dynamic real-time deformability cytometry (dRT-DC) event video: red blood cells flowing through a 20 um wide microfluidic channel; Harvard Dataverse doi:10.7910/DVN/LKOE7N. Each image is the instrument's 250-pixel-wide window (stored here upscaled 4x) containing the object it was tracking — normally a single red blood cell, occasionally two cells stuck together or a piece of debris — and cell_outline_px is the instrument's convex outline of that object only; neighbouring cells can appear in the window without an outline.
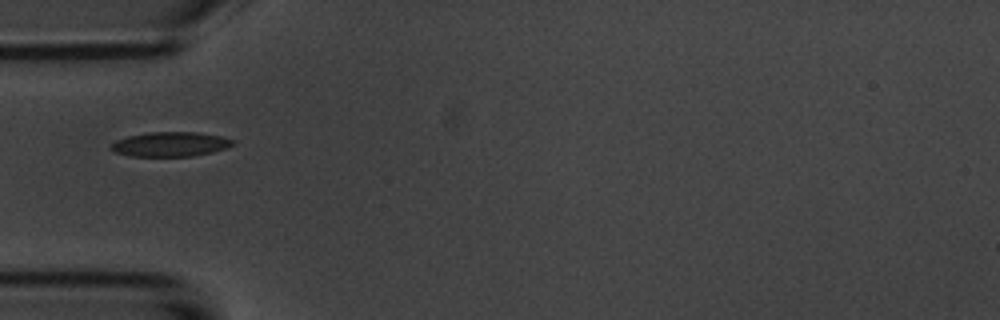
{"species": "common noctule bat (a hibernating species)", "species_latin": "Nyctalus noctula", "temperature_condition": "room temperature", "stored_images_in_passage": 5, "camera_frame_rate_fps": 3000, "um_per_image_px": 0.085, "animal": {"sex": "male", "body_mass_g": 20.1, "forearm_length_mm": 53.5}, "frame": {"image": 1, "passage_image": 1, "time_ms": 0.0, "image_size_px": [1000, 320], "cell_outline_px": [[236, 144], [228, 148], [212, 152], [192, 156], [132, 156], [116, 152], [108, 148], [116, 140], [128, 136], [148, 132], [196, 132], [220, 136], [236, 140]], "centroid_in_image_um": [14.52, 12.25], "position_along_channel_um": 70.5, "area_um2": 17.51}}
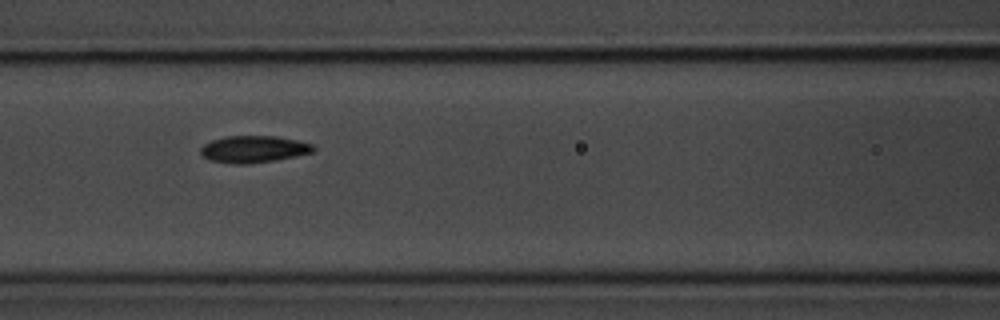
{"frame": {"image": 2, "passage_image": 3, "time_ms": 2.0, "image_size_px": [1000, 320], "cell_outline_px": [[316, 148], [312, 152], [296, 156], [276, 160], [248, 164], [232, 164], [208, 160], [200, 152], [200, 148], [204, 144], [212, 140], [224, 136], [276, 136], [296, 140], [312, 144]], "centroid_in_image_um": [21.54, 12.68], "position_along_channel_um": 145.1, "area_um2": 17.74}}
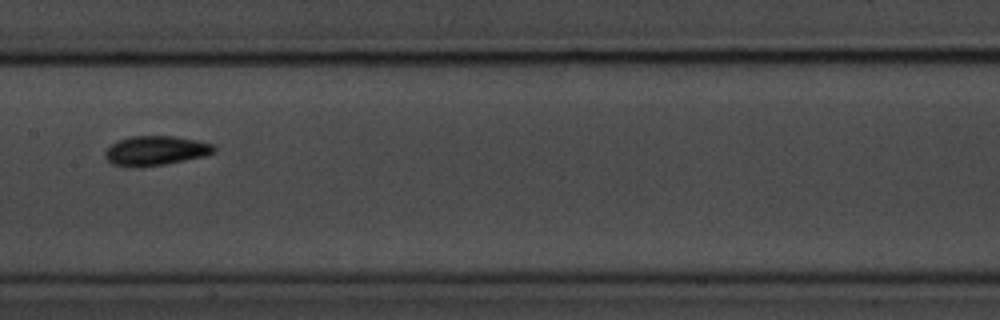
{"frame": {"image": 3, "passage_image": 4, "time_ms": 3.333, "image_size_px": [1000, 320], "cell_outline_px": [[216, 152], [204, 156], [164, 164], [132, 168], [112, 164], [104, 156], [104, 152], [112, 144], [120, 140], [132, 136], [172, 136], [196, 140], [212, 144], [216, 148]], "centroid_in_image_um": [13.22, 12.81], "position_along_channel_um": 194.2, "area_um2": 18.61}}